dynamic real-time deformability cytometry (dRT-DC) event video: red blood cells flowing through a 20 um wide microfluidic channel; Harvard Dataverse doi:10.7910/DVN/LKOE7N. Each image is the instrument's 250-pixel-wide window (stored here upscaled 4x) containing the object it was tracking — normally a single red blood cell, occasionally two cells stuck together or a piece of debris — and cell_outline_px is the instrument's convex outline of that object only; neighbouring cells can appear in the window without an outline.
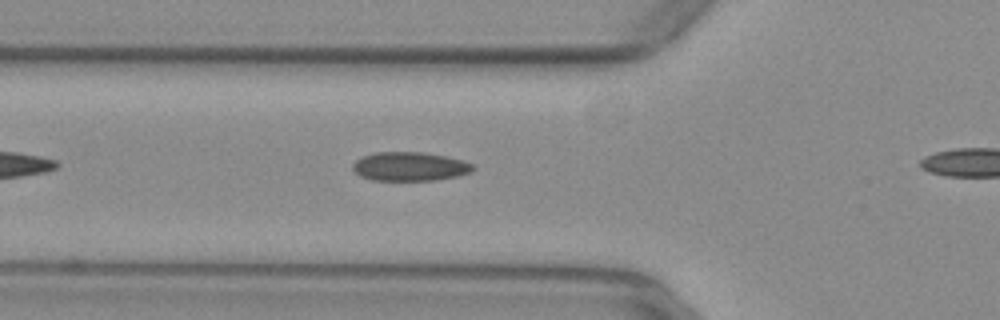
{"species": "common noctule bat (a hibernating species)", "species_latin": "Nyctalus noctula", "temperature_condition": "warm", "stored_images_in_passage": 29, "camera_frame_rate_fps": 3000, "um_per_image_px": 0.085, "animal": {"sex": "female", "body_mass_g": 29.2, "forearm_length_mm": 56.3}, "frame": {"image": 1, "passage_image": 6, "time_ms": 1.667, "image_size_px": [1000, 320], "cell_outline_px": [[476, 168], [472, 172], [460, 176], [436, 180], [372, 180], [360, 176], [352, 168], [352, 164], [356, 160], [364, 156], [376, 152], [424, 152], [444, 156], [460, 160], [472, 164]], "centroid_in_image_um": [34.85, 14.16], "position_along_channel_um": 91.0, "area_um2": 20.23}}
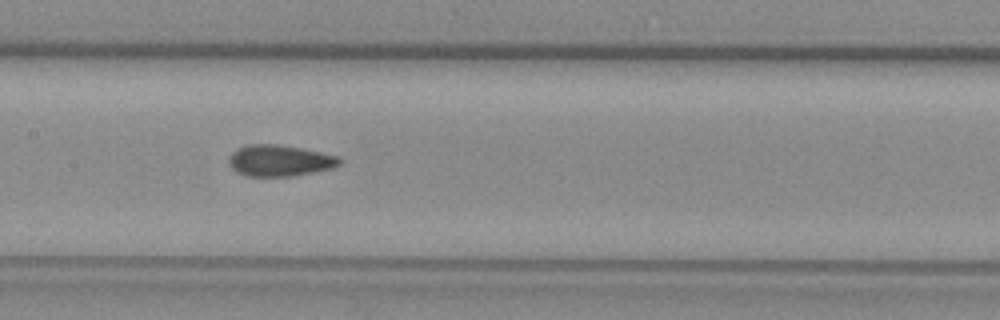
{"frame": {"image": 2, "passage_image": 13, "time_ms": 4.0, "image_size_px": [1000, 320], "cell_outline_px": [[340, 164], [332, 168], [292, 176], [248, 176], [236, 172], [228, 164], [228, 160], [232, 152], [248, 144], [276, 144], [300, 148], [320, 152], [336, 156], [340, 160]], "centroid_in_image_um": [23.72, 13.65], "position_along_channel_um": 183.7, "area_um2": 19.94}}
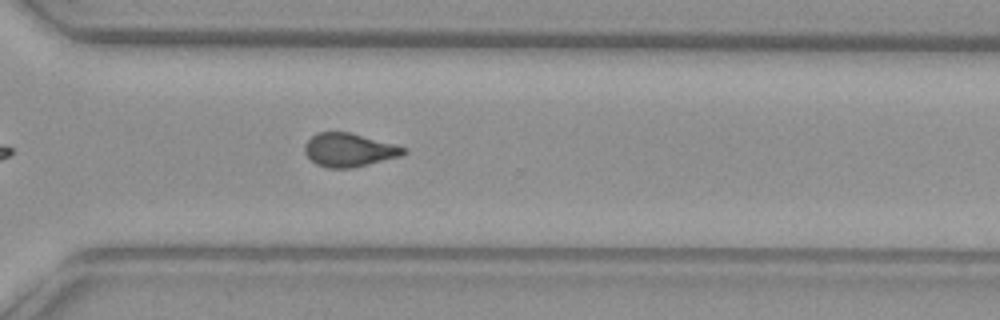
{"frame": {"image": 3, "passage_image": 25, "time_ms": 8.0, "image_size_px": [1000, 320], "cell_outline_px": [[408, 152], [400, 156], [352, 168], [328, 168], [316, 164], [304, 152], [304, 144], [316, 132], [348, 132], [396, 144], [408, 148]], "centroid_in_image_um": [29.68, 12.74], "position_along_channel_um": 340.9, "area_um2": 19.31}, "authors_computed_cell_mechanics": {"area_um2": 19.941, "velocity_mm_per_s": 3.9451, "shape_relaxation_time_tau1_ms": null, "shape_relaxation_time_tau2_ms": 1.4805, "deformation_change_tau1": null, "deformation_change_tau2": 0.0794}}